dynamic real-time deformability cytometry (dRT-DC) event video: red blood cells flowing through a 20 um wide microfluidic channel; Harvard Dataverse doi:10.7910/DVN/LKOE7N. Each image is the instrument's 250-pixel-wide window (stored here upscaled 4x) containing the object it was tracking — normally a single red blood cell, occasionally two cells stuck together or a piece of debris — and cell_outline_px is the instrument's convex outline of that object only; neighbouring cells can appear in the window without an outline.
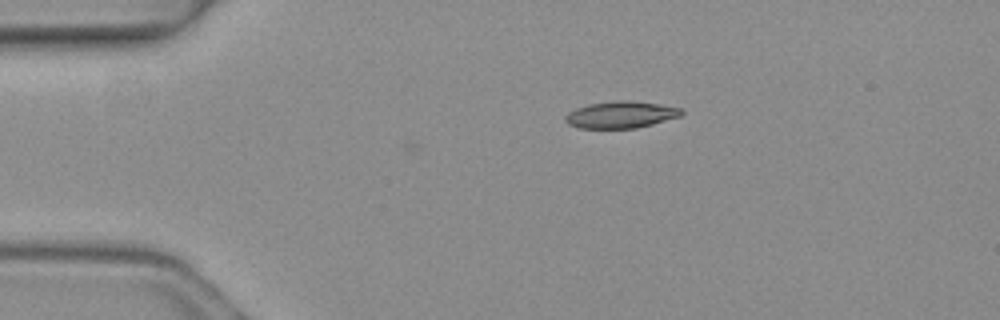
{"species": "common noctule bat (a hibernating species)", "species_latin": "Nyctalus noctula", "temperature_condition": "warm", "stored_images_in_passage": 2, "camera_frame_rate_fps": 3000, "um_per_image_px": 0.085, "animal": {"sex": "female", "body_mass_g": 19.3, "forearm_length_mm": 54.1}, "frame": {"image": 1, "passage_image": 1, "time_ms": 0.0, "image_size_px": [1000, 320], "cell_outline_px": [[684, 112], [680, 116], [652, 124], [636, 128], [580, 128], [568, 124], [564, 120], [564, 116], [568, 112], [576, 108], [588, 104], [616, 100], [628, 100], [656, 104], [680, 108]], "centroid_in_image_um": [52.72, 9.75], "position_along_channel_um": 32.3, "area_um2": 18.03}}